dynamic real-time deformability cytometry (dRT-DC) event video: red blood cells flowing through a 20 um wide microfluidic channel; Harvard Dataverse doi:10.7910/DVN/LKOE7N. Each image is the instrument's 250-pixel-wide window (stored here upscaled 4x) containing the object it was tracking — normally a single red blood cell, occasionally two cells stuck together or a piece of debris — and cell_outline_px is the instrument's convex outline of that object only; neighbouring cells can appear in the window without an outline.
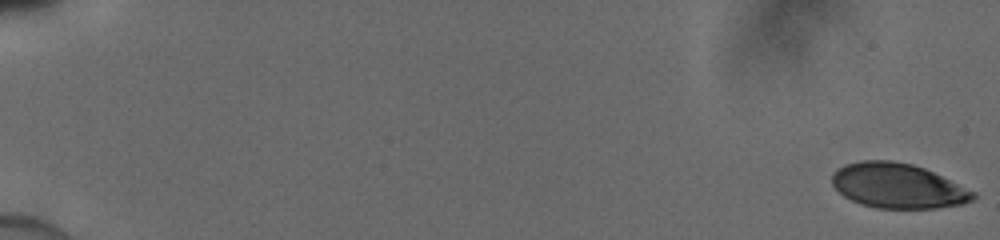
{"species": "human", "species_latin": "Homo sapiens", "temperature_condition": "cold", "stored_images_in_passage": 51, "camera_frame_rate_fps": 3000, "um_per_image_px": 0.085, "donor": {"sex": "male"}, "frame": {"image": 1, "passage_image": 1, "time_ms": 0.0, "image_size_px": [1000, 240], "cell_outline_px": [[976, 196], [972, 200], [964, 204], [936, 208], [876, 208], [860, 204], [844, 196], [832, 184], [832, 172], [836, 168], [844, 164], [860, 160], [892, 160], [912, 164], [924, 168], [976, 192]], "centroid_in_image_um": [76.29, 15.79], "position_along_channel_um": 8.7, "area_um2": 36.99}}
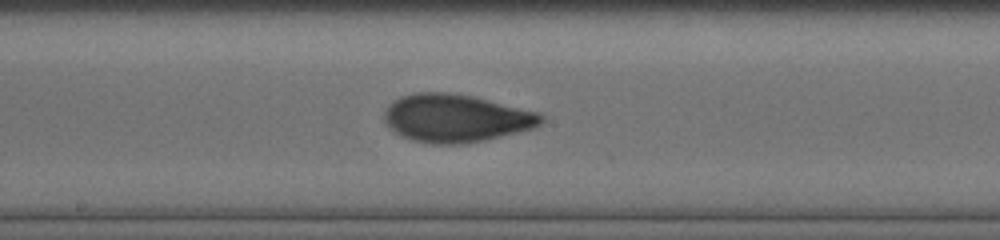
{"frame": {"image": 2, "passage_image": 30, "time_ms": 9.667, "image_size_px": [1000, 240], "cell_outline_px": [[544, 120], [536, 128], [484, 140], [460, 144], [432, 144], [412, 140], [396, 132], [384, 120], [384, 112], [388, 104], [392, 100], [400, 96], [412, 92], [448, 92], [472, 96], [540, 112], [544, 116]], "centroid_in_image_um": [38.77, 10.03], "position_along_channel_um": 209.4, "area_um2": 43.93}}
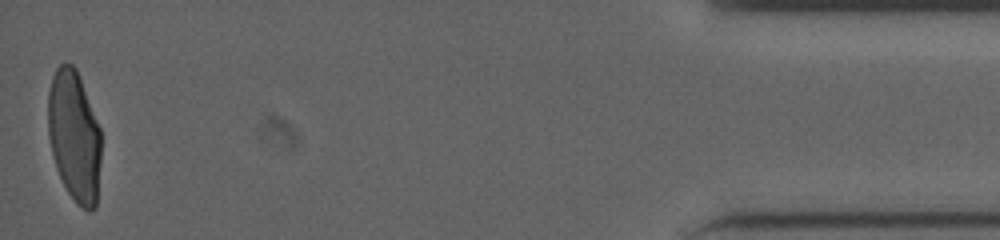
{"frame": {"image": 3, "passage_image": 51, "time_ms": 16.667, "image_size_px": [1000, 240], "cell_outline_px": [[100, 160], [96, 208], [92, 212], [88, 212], [80, 208], [76, 204], [68, 192], [56, 168], [48, 136], [48, 92], [52, 76], [56, 68], [60, 64], [72, 64], [76, 68], [100, 128]], "centroid_in_image_um": [6.31, 11.6], "position_along_channel_um": 428.9, "area_um2": 40.58}}